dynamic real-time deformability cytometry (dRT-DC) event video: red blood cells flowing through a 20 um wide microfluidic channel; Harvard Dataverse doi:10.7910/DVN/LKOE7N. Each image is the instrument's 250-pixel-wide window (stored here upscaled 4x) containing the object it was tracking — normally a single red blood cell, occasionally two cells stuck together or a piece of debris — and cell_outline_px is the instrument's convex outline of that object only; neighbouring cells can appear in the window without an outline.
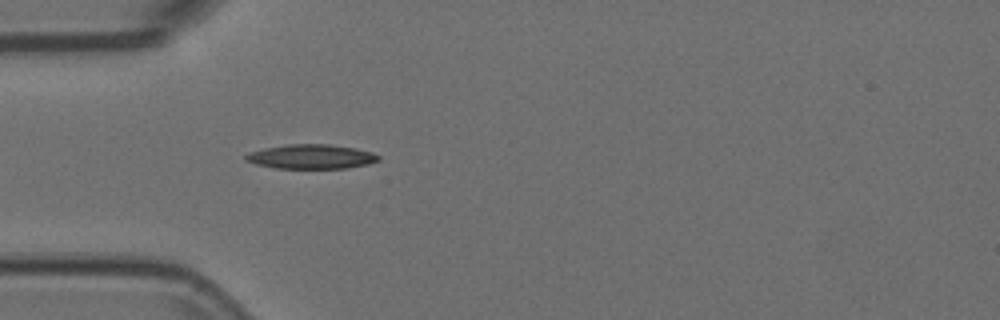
{"species": "Egyptian fruit bat (a non-hibernating species)", "species_latin": "Rousettus aegyptiacus", "temperature_condition": "room temperature", "stored_images_in_passage": 4, "camera_frame_rate_fps": 3000, "um_per_image_px": 0.085, "animal": {"sex": "female"}, "frame": {"image": 1, "passage_image": 4, "time_ms": 1.0, "image_size_px": [1000, 320], "cell_outline_px": [[380, 160], [368, 164], [348, 168], [276, 168], [256, 164], [244, 160], [244, 156], [248, 152], [264, 148], [288, 144], [328, 144], [356, 148], [372, 152], [380, 156]], "centroid_in_image_um": [26.45, 13.31], "position_along_channel_um": 58.5, "area_um2": 18.96}}